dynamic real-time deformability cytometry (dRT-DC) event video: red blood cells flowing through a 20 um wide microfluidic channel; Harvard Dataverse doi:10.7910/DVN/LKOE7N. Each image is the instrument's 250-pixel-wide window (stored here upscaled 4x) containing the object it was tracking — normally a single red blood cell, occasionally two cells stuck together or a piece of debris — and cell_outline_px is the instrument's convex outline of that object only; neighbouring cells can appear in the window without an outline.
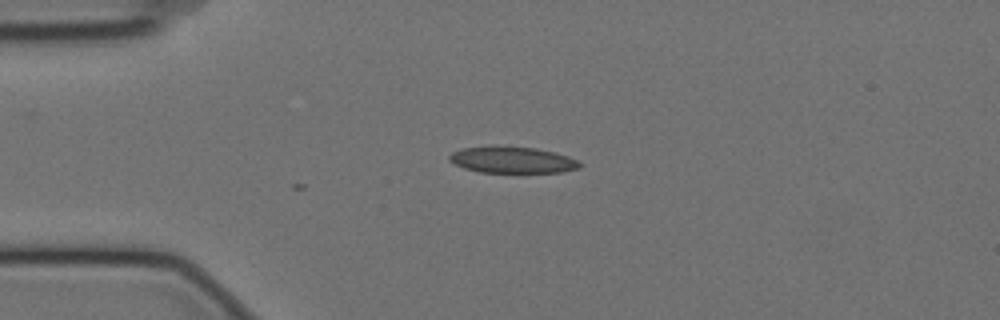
{"species": "Egyptian fruit bat (a non-hibernating species)", "species_latin": "Rousettus aegyptiacus", "temperature_condition": "cold", "stored_images_in_passage": 3, "camera_frame_rate_fps": 3000, "um_per_image_px": 0.085, "animal": {"sex": "female"}, "frame": {"image": 1, "passage_image": 1, "time_ms": 0.0, "image_size_px": [1000, 320], "cell_outline_px": [[580, 168], [560, 172], [480, 172], [464, 168], [448, 160], [448, 156], [452, 152], [460, 148], [496, 144], [536, 148], [568, 156], [576, 160], [580, 164]], "centroid_in_image_um": [43.47, 13.56], "position_along_channel_um": 41.5, "area_um2": 20.35}}